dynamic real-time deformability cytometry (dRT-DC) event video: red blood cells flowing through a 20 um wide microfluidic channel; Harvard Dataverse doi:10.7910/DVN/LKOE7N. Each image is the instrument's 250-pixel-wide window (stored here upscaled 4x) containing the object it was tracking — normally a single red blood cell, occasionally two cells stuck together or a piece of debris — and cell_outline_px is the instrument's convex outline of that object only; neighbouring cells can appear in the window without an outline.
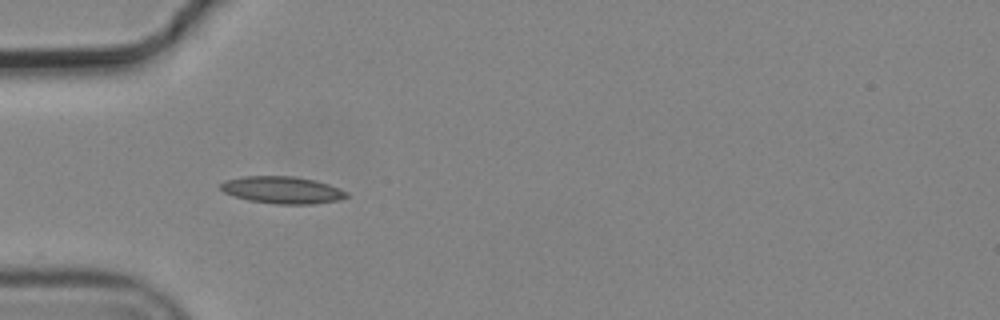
{"species": "common noctule bat (a hibernating species)", "species_latin": "Nyctalus noctula", "temperature_condition": "cold", "stored_images_in_passage": 2, "camera_frame_rate_fps": 3000, "um_per_image_px": 0.085, "animal": {"sex": "male", "body_mass_g": 19.2, "forearm_length_mm": 51.8}, "frame": {"image": 1, "passage_image": 1, "time_ms": 0.0, "image_size_px": [1000, 320], "cell_outline_px": [[348, 196], [336, 200], [312, 204], [276, 204], [248, 200], [224, 192], [220, 188], [220, 184], [224, 180], [244, 176], [292, 176], [316, 180], [340, 188], [348, 192]], "centroid_in_image_um": [23.99, 16.14], "position_along_channel_um": 61.0, "area_um2": 19.83}}
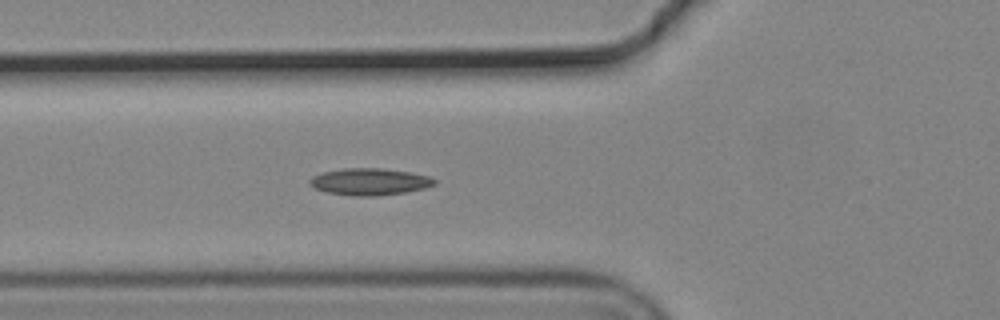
{"frame": {"image": 2, "passage_image": 2, "time_ms": 0.333, "image_size_px": [1000, 320], "cell_outline_px": [[436, 184], [424, 188], [404, 192], [376, 196], [356, 196], [328, 192], [316, 188], [308, 184], [308, 180], [312, 176], [324, 172], [344, 168], [380, 168], [408, 172], [428, 176], [436, 180]], "centroid_in_image_um": [31.4, 15.44], "position_along_channel_um": 94.4, "area_um2": 19.31}}